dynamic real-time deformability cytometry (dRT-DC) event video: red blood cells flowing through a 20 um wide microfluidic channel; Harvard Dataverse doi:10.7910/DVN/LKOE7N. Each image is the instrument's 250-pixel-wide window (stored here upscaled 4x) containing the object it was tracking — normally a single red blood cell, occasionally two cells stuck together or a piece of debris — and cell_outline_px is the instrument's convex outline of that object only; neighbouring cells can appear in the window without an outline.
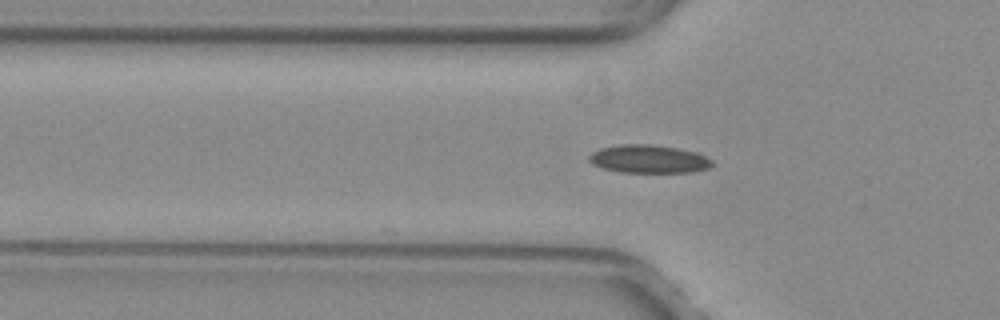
{"species": "common noctule bat (a hibernating species)", "species_latin": "Nyctalus noctula", "temperature_condition": "warm", "stored_images_in_passage": 9, "camera_frame_rate_fps": 3000, "um_per_image_px": 0.085, "animal": {"sex": "female", "body_mass_g": 29.2, "forearm_length_mm": 56.3}, "frame": {"image": 1, "passage_image": 2, "time_ms": 0.333, "image_size_px": [1000, 320], "cell_outline_px": [[712, 168], [692, 172], [620, 172], [604, 168], [592, 164], [588, 160], [588, 156], [592, 152], [600, 148], [620, 144], [648, 144], [676, 148], [700, 152], [712, 160]], "centroid_in_image_um": [55.17, 13.51], "position_along_channel_um": 70.6, "area_um2": 20.35}}
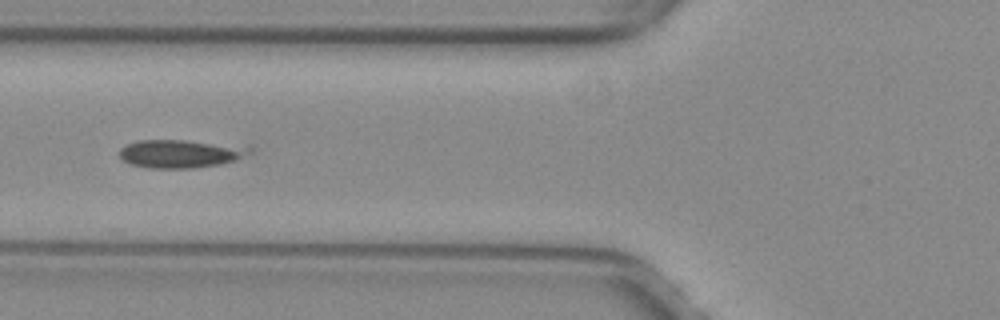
{"frame": {"image": 2, "passage_image": 5, "time_ms": 1.333, "image_size_px": [1000, 320], "cell_outline_px": [[252, 156], [220, 164], [192, 168], [148, 168], [132, 164], [124, 160], [120, 156], [120, 148], [128, 144], [140, 140], [184, 140], [252, 144]], "centroid_in_image_um": [15.54, 13.04], "position_along_channel_um": 110.3, "area_um2": 22.08}}
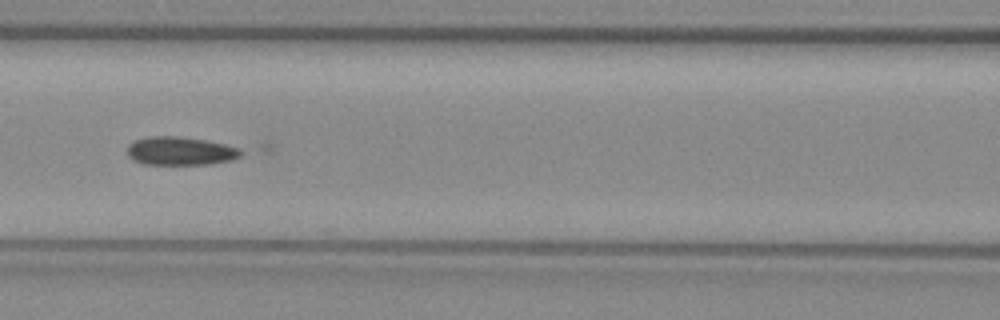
{"frame": {"image": 3, "passage_image": 8, "time_ms": 2.333, "image_size_px": [1000, 320], "cell_outline_px": [[272, 148], [268, 152], [232, 160], [212, 164], [144, 164], [132, 160], [128, 156], [128, 144], [136, 140], [152, 136], [180, 136], [272, 144]], "centroid_in_image_um": [16.27, 12.77], "position_along_channel_um": 150.3, "area_um2": 22.77}}